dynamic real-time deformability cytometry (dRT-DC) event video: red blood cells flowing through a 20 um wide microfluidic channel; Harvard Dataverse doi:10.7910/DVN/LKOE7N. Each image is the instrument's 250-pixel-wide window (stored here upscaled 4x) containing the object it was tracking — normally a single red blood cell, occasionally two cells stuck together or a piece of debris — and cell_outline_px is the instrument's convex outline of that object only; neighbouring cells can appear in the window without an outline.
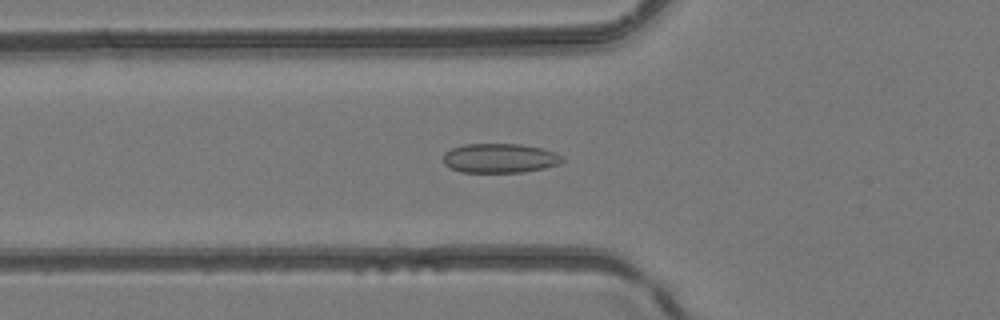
{"species": "common noctule bat (a hibernating species)", "species_latin": "Nyctalus noctula", "temperature_condition": "room temperature", "stored_images_in_passage": 50, "camera_frame_rate_fps": 3000, "um_per_image_px": 0.085, "animal": {"sex": "female", "body_mass_g": 24.6, "forearm_length_mm": 56.2}, "frame": {"image": 1, "passage_image": 18, "time_ms": 5.667, "image_size_px": [1000, 320], "cell_outline_px": [[564, 160], [560, 164], [544, 168], [524, 172], [460, 172], [444, 164], [444, 152], [452, 148], [464, 144], [520, 144], [544, 148], [556, 152]], "centroid_in_image_um": [42.5, 13.44], "position_along_channel_um": 83.3, "area_um2": 20.46}}
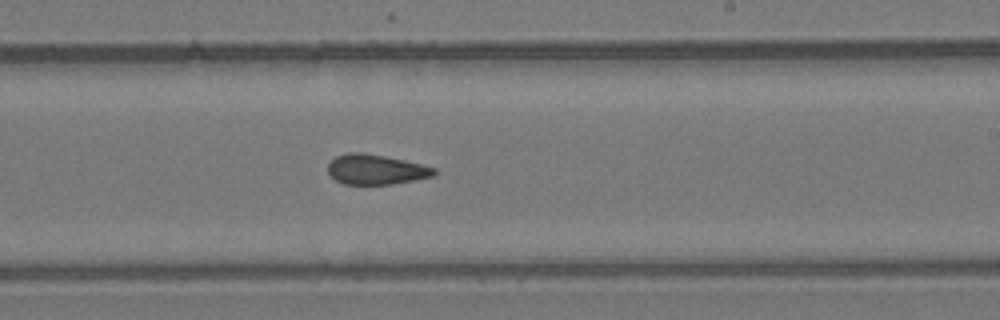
{"frame": {"image": 2, "passage_image": 30, "time_ms": 9.667, "image_size_px": [1000, 320], "cell_outline_px": [[436, 176], [416, 180], [392, 184], [344, 184], [336, 180], [328, 172], [328, 164], [336, 156], [348, 152], [360, 152], [384, 156], [404, 160], [436, 168]], "centroid_in_image_um": [31.97, 14.41], "position_along_channel_um": 257.0, "area_um2": 18.55}}
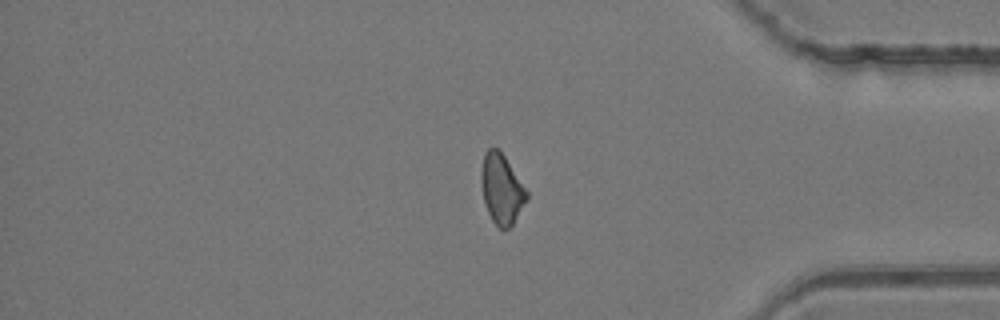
{"frame": {"image": 3, "passage_image": 41, "time_ms": 13.333, "image_size_px": [1000, 320], "cell_outline_px": [[528, 196], [512, 224], [508, 228], [500, 228], [492, 220], [484, 204], [480, 184], [480, 172], [484, 152], [488, 148], [496, 148], [504, 156], [528, 192]], "centroid_in_image_um": [42.59, 16.04], "position_along_channel_um": 392.6, "area_um2": 18.26}}